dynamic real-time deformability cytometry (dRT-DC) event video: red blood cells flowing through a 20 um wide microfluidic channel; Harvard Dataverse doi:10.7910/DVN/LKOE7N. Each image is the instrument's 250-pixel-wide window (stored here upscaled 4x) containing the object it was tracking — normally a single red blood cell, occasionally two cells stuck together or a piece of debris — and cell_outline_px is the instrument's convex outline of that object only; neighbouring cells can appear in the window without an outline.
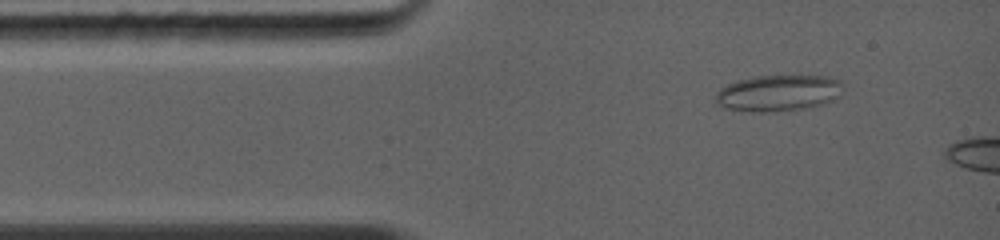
{"species": "common noctule bat (a hibernating species)", "species_latin": "Nyctalus noctula", "temperature_condition": "warm", "stored_images_in_passage": 27, "segment_of_instrument_passage": [1, 2], "camera_frame_rate_fps": 5000, "um_per_image_px": 0.085, "animal": {"sex": "female", "body_mass_g": 19.0, "forearm_length_mm": 56.7}, "frame": {"image": 1, "passage_image": 3, "time_ms": 1.0, "image_size_px": [1000, 240], "cell_outline_px": [[844, 84], [840, 96], [824, 104], [808, 108], [772, 112], [752, 112], [724, 108], [716, 104], [716, 92], [720, 88], [736, 80], [756, 76], [828, 76], [840, 80]], "centroid_in_image_um": [66.17, 7.91], "position_along_channel_um": 18.8, "area_um2": 27.34}}
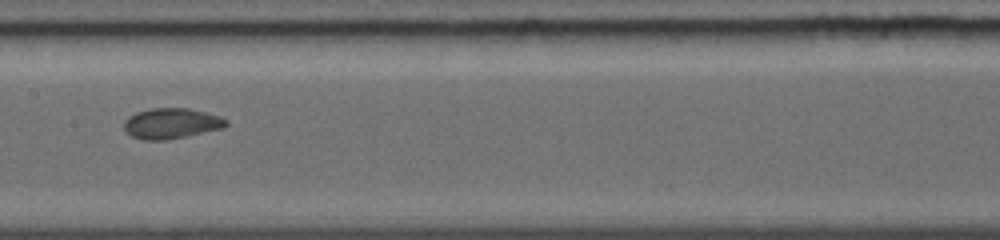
{"frame": {"image": 2, "passage_image": 14, "time_ms": 5.8, "image_size_px": [1000, 240], "cell_outline_px": [[228, 124], [224, 128], [188, 136], [164, 140], [144, 140], [132, 136], [124, 128], [124, 120], [128, 116], [136, 112], [152, 108], [188, 108], [220, 116], [228, 120]], "centroid_in_image_um": [14.58, 10.49], "position_along_channel_um": 192.8, "area_um2": 18.21}}
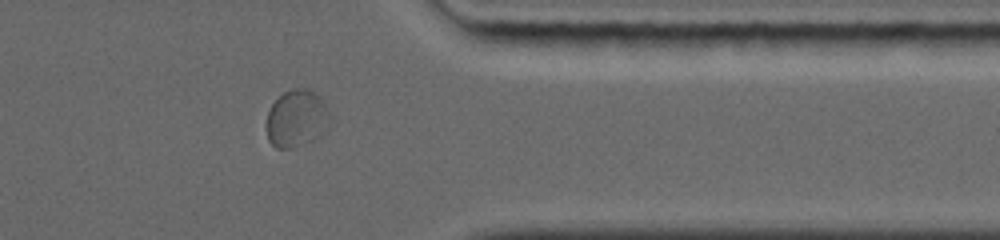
{"frame": {"image": 3, "passage_image": 24, "time_ms": 10.4, "image_size_px": [1000, 240], "cell_outline_px": [[332, 124], [328, 128], [312, 140], [292, 148], [276, 148], [268, 140], [268, 112], [272, 104], [284, 92], [292, 88], [304, 88], [312, 92], [324, 100], [332, 116]], "centroid_in_image_um": [25.27, 10.07], "position_along_channel_um": 386.1, "area_um2": 21.15}}